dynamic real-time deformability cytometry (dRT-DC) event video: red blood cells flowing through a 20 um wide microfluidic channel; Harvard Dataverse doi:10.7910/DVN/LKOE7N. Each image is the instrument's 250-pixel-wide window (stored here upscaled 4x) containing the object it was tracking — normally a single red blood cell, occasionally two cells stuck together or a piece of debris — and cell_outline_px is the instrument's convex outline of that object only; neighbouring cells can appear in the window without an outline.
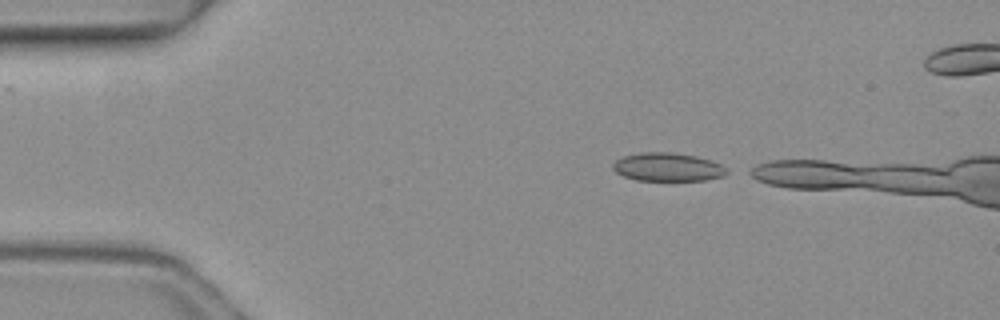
{"species": "common noctule bat (a hibernating species)", "species_latin": "Nyctalus noctula", "temperature_condition": "warm", "stored_images_in_passage": 3, "camera_frame_rate_fps": 3000, "um_per_image_px": 0.085, "animal": {"sex": "female", "body_mass_g": 19.3, "forearm_length_mm": 54.1}, "frame": {"image": 1, "passage_image": 1, "time_ms": 0.0, "image_size_px": [1000, 320], "cell_outline_px": [[732, 172], [724, 176], [704, 180], [636, 180], [624, 176], [616, 172], [612, 168], [612, 164], [616, 160], [624, 156], [640, 152], [668, 152], [696, 156], [712, 160], [728, 168]], "centroid_in_image_um": [56.8, 14.2], "position_along_channel_um": 28.2, "area_um2": 18.96}}